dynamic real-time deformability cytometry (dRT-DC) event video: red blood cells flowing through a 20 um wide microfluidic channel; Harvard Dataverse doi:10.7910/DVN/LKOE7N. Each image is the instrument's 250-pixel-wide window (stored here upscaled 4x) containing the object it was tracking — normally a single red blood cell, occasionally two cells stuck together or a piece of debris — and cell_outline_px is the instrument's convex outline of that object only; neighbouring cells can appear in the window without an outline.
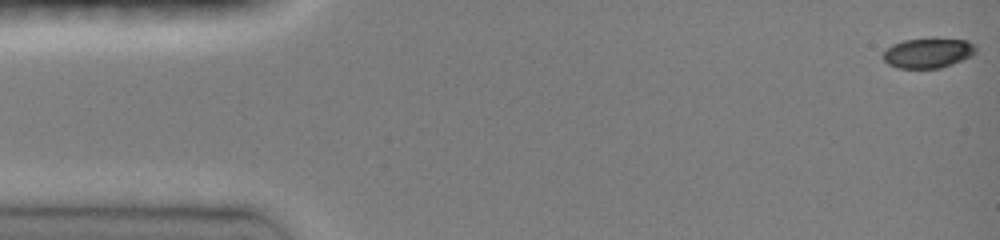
{"species": "common noctule bat (a hibernating species)", "species_latin": "Nyctalus noctula", "temperature_condition": "room temperature", "stored_images_in_passage": 24, "camera_frame_rate_fps": 3000, "um_per_image_px": 0.085, "animal": {"sex": "female", "body_mass_g": 19.0, "forearm_length_mm": 51.5}, "frame": {"image": 1, "passage_image": 1, "time_ms": 0.0, "image_size_px": [1000, 240], "cell_outline_px": [[976, 52], [972, 56], [952, 64], [940, 68], [896, 68], [888, 64], [884, 60], [884, 52], [892, 44], [904, 40], [968, 40], [976, 44]], "centroid_in_image_um": [78.9, 4.53], "position_along_channel_um": 6.1, "area_um2": 15.84}}
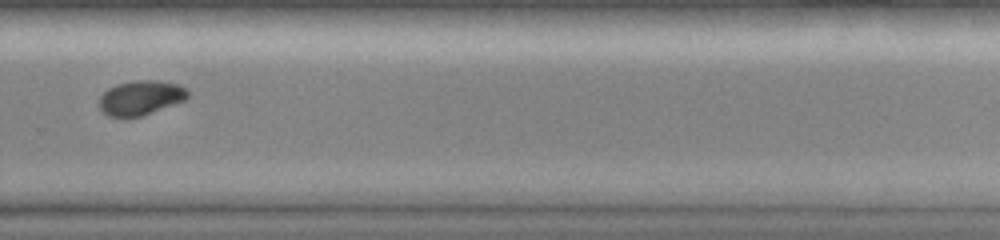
{"frame": {"image": 2, "passage_image": 16, "time_ms": 5.0, "image_size_px": [1000, 240], "cell_outline_px": [[188, 96], [184, 100], [140, 116], [128, 120], [108, 116], [100, 108], [100, 96], [108, 88], [116, 84], [136, 80], [156, 80], [176, 84], [188, 88]], "centroid_in_image_um": [11.92, 8.33], "position_along_channel_um": 317.9, "area_um2": 17.92}}
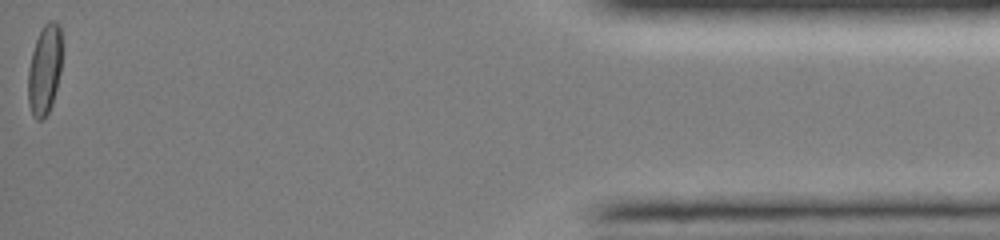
{"frame": {"image": 3, "passage_image": 24, "time_ms": 7.667, "image_size_px": [1000, 240], "cell_outline_px": [[60, 72], [52, 104], [48, 112], [40, 120], [36, 120], [32, 116], [28, 104], [28, 68], [32, 52], [36, 40], [44, 24], [48, 20], [56, 20], [60, 24]], "centroid_in_image_um": [3.77, 5.93], "position_along_channel_um": 431.4, "area_um2": 17.63}}